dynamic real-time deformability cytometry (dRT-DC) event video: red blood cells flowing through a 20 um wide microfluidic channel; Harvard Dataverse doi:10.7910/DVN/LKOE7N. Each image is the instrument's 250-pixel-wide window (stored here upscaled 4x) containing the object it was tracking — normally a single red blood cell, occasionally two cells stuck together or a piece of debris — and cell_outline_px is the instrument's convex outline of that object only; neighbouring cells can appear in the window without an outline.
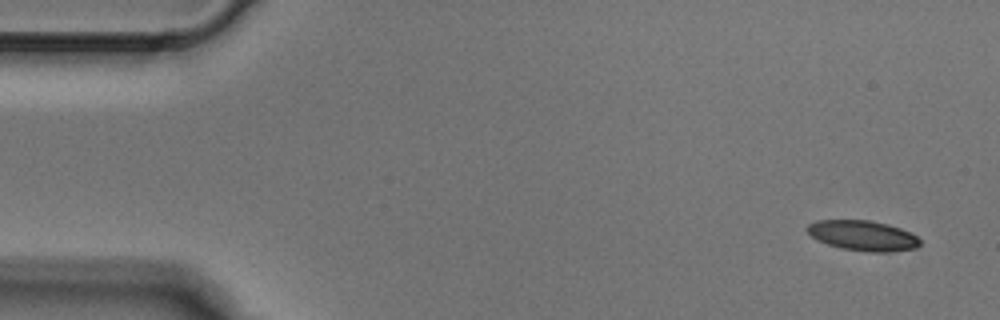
{"species": "Egyptian fruit bat (a non-hibernating species)", "species_latin": "Rousettus aegyptiacus", "temperature_condition": "cold", "stored_images_in_passage": 5, "camera_frame_rate_fps": 3000, "um_per_image_px": 0.085, "animal": {"sex": "male"}, "frame": {"image": 1, "passage_image": 1, "time_ms": 0.0, "image_size_px": [1000, 320], "cell_outline_px": [[920, 244], [916, 248], [888, 252], [868, 252], [840, 248], [828, 244], [812, 236], [804, 228], [808, 224], [816, 220], [868, 220], [888, 224], [900, 228], [916, 236], [920, 240]], "centroid_in_image_um": [73.33, 20.02], "position_along_channel_um": 11.7, "area_um2": 19.77}}
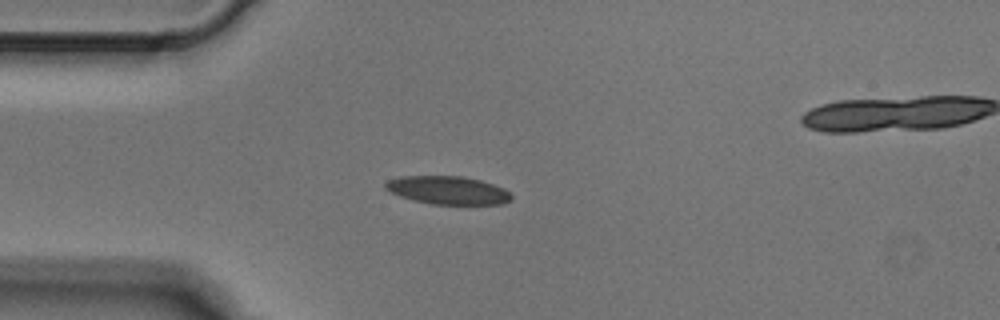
{"frame": {"image": 2, "passage_image": 4, "time_ms": 1.0, "image_size_px": [1000, 320], "cell_outline_px": [[512, 200], [504, 204], [432, 204], [412, 200], [400, 196], [384, 188], [384, 184], [388, 180], [400, 176], [464, 176], [480, 180], [504, 188], [512, 196]], "centroid_in_image_um": [38.07, 16.17], "position_along_channel_um": 46.9, "area_um2": 20.69}}